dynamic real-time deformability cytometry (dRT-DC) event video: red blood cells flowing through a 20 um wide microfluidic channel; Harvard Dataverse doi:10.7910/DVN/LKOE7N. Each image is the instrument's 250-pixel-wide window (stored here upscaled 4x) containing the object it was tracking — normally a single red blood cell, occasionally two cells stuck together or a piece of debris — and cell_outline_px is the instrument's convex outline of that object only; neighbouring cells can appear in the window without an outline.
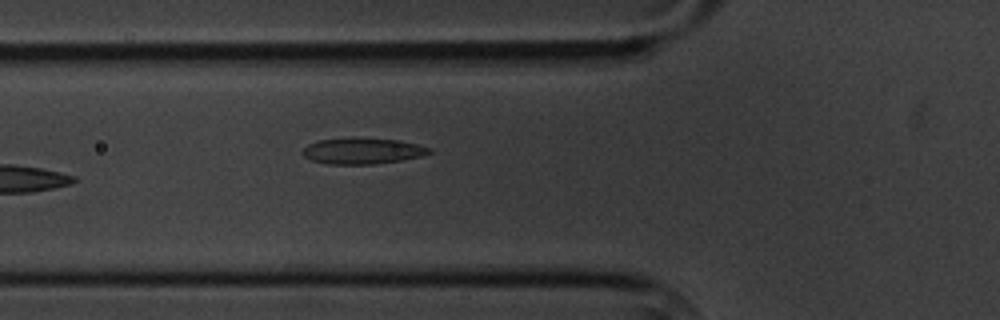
{"species": "common noctule bat (a hibernating species)", "species_latin": "Nyctalus noctula", "temperature_condition": "cold", "stored_images_in_passage": 5, "camera_frame_rate_fps": 3000, "um_per_image_px": 0.085, "animal": {"sex": "male", "body_mass_g": 20.1, "forearm_length_mm": 53.5}, "frame": {"image": 1, "passage_image": 5, "time_ms": 5.333, "image_size_px": [1000, 320], "cell_outline_px": [[432, 152], [420, 156], [400, 160], [372, 164], [328, 164], [312, 160], [304, 156], [304, 148], [308, 144], [320, 140], [352, 136], [400, 140], [432, 148]], "centroid_in_image_um": [30.82, 12.8], "position_along_channel_um": 95.0, "area_um2": 19.36}}